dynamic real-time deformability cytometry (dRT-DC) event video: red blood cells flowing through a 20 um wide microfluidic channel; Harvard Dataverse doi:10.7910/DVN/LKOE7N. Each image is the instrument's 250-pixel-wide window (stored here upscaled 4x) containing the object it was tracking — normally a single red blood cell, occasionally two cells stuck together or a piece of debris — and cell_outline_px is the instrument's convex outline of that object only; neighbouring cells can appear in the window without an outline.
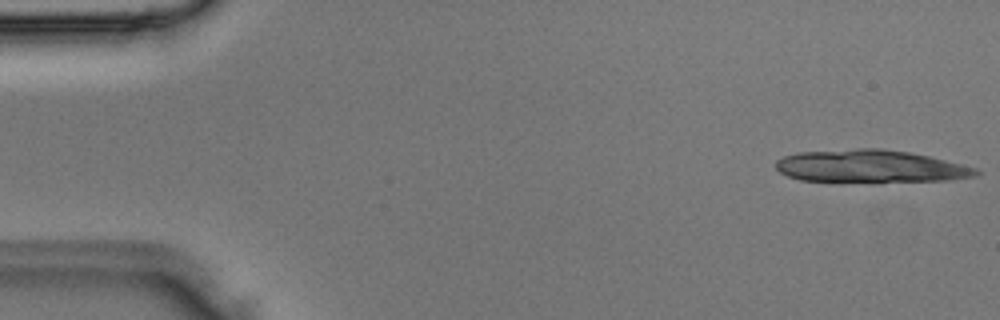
{"species": "Egyptian fruit bat (a non-hibernating species)", "species_latin": "Rousettus aegyptiacus", "temperature_condition": "room temperature", "stored_images_in_passage": 4, "camera_frame_rate_fps": 3000, "um_per_image_px": 0.085, "animal": {"sex": "male"}, "frame": {"image": 1, "passage_image": 1, "time_ms": 0.0, "image_size_px": [1000, 320], "cell_outline_px": [[980, 172], [976, 176], [948, 180], [800, 180], [788, 176], [780, 172], [776, 168], [776, 160], [784, 156], [800, 152], [856, 148], [884, 148], [908, 152], [928, 156], [976, 168]], "centroid_in_image_um": [73.95, 14.1], "position_along_channel_um": 11.0, "area_um2": 36.99}}